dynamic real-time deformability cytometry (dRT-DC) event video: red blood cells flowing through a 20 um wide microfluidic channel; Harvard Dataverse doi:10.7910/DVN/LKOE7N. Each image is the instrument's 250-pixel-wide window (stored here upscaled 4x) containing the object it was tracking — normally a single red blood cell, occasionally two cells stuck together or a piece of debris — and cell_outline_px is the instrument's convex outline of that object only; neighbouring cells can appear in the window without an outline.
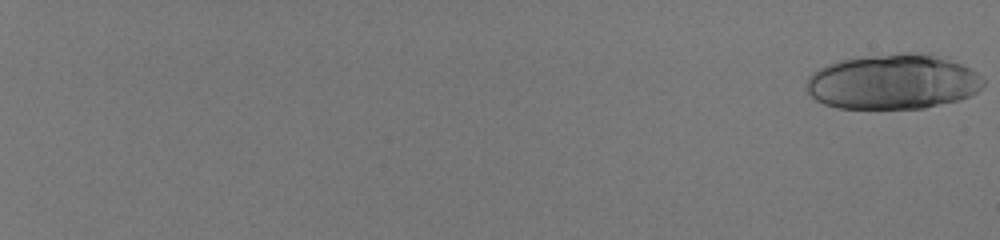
{"species": "human", "species_latin": "Homo sapiens", "temperature_condition": "room temperature", "stored_images_in_passage": 30, "camera_frame_rate_fps": 3000, "um_per_image_px": 0.085, "donor": {"sex": "male"}, "frame": {"image": 1, "passage_image": 1, "time_ms": 0.0, "image_size_px": [1000, 240], "cell_outline_px": [[984, 88], [968, 96], [956, 100], [924, 108], [836, 108], [824, 104], [816, 100], [804, 88], [804, 84], [808, 76], [812, 72], [828, 64], [860, 56], [900, 52], [928, 52], [948, 56], [972, 68], [984, 76]], "centroid_in_image_um": [75.95, 6.91], "position_along_channel_um": 9.0, "area_um2": 57.97}}
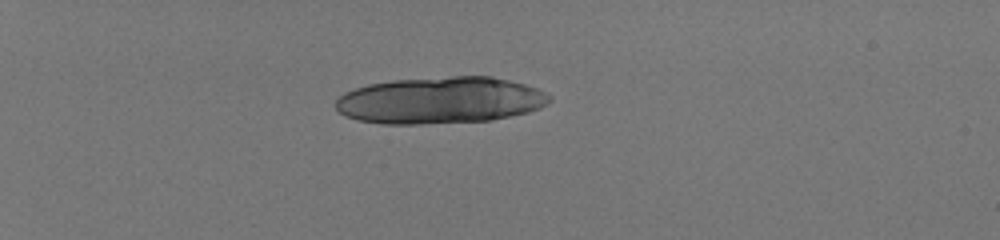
{"frame": {"image": 2, "passage_image": 20, "time_ms": 6.333, "image_size_px": [1000, 240], "cell_outline_px": [[552, 100], [548, 104], [540, 108], [528, 112], [492, 120], [420, 124], [384, 124], [356, 120], [344, 116], [332, 104], [344, 92], [368, 84], [392, 80], [452, 76], [492, 76], [524, 84], [536, 88], [552, 96]], "centroid_in_image_um": [37.4, 8.53], "position_along_channel_um": 47.6, "area_um2": 58.61}}